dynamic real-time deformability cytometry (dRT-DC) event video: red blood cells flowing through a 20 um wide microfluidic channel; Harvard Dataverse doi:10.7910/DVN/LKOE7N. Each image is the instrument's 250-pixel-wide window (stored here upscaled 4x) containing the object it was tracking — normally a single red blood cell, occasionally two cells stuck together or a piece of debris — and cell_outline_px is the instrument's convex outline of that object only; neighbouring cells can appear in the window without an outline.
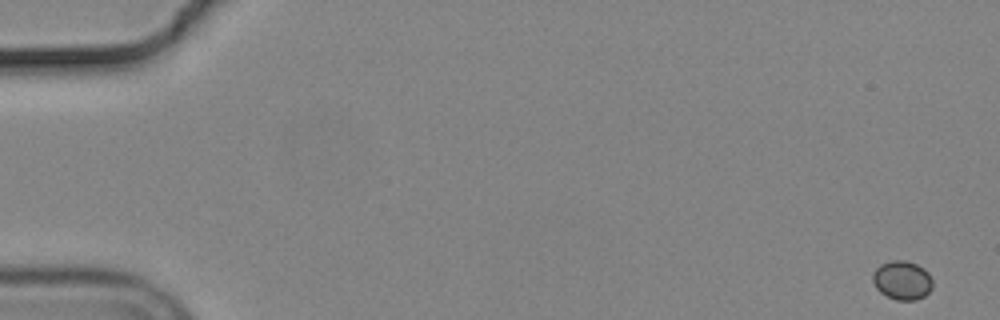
{"species": "common noctule bat (a hibernating species)", "species_latin": "Nyctalus noctula", "temperature_condition": "cold", "stored_images_in_passage": 56, "camera_frame_rate_fps": 3000, "um_per_image_px": 0.085, "animal": {"sex": "male", "body_mass_g": 19.2, "forearm_length_mm": 51.8}, "frame": {"image": 1, "passage_image": 1, "time_ms": 0.0, "image_size_px": [1000, 320], "cell_outline_px": [[932, 288], [924, 296], [916, 300], [896, 300], [880, 292], [876, 288], [872, 280], [872, 276], [876, 268], [880, 264], [892, 260], [904, 260], [916, 264], [924, 268], [928, 272], [932, 280]], "centroid_in_image_um": [76.68, 23.82], "position_along_channel_um": 8.3, "area_um2": 13.58}}
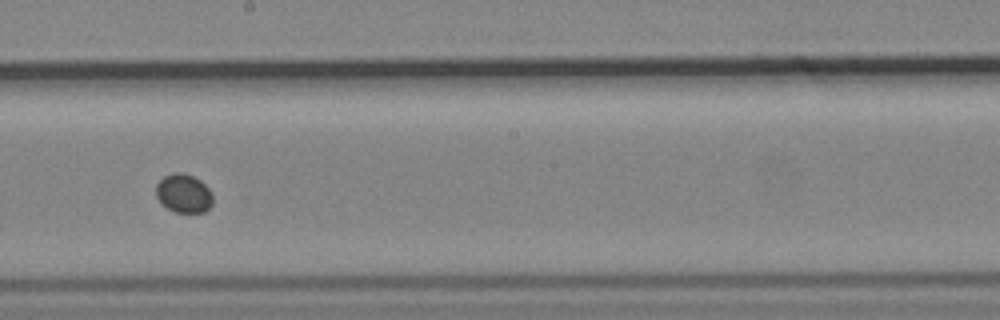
{"frame": {"image": 2, "passage_image": 32, "time_ms": 10.333, "image_size_px": [1000, 320], "cell_outline_px": [[212, 204], [204, 212], [176, 212], [168, 208], [156, 196], [156, 184], [164, 176], [176, 172], [180, 172], [192, 176], [200, 180], [208, 188], [212, 196]], "centroid_in_image_um": [15.61, 16.43], "position_along_channel_um": 232.6, "area_um2": 12.54}}
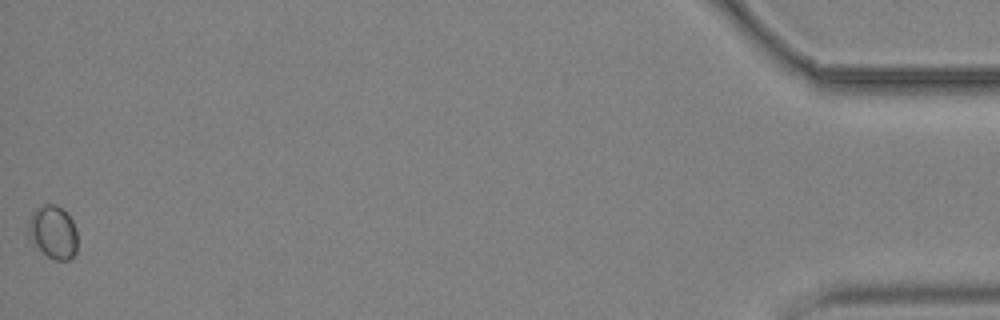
{"frame": {"image": 3, "passage_image": 56, "time_ms": 18.333, "image_size_px": [1000, 320], "cell_outline_px": [[76, 252], [68, 260], [56, 260], [48, 256], [32, 244], [28, 236], [28, 220], [32, 212], [36, 208], [44, 204], [56, 204], [72, 220], [76, 228]], "centroid_in_image_um": [4.47, 19.73], "position_along_channel_um": 430.7, "area_um2": 15.2}}